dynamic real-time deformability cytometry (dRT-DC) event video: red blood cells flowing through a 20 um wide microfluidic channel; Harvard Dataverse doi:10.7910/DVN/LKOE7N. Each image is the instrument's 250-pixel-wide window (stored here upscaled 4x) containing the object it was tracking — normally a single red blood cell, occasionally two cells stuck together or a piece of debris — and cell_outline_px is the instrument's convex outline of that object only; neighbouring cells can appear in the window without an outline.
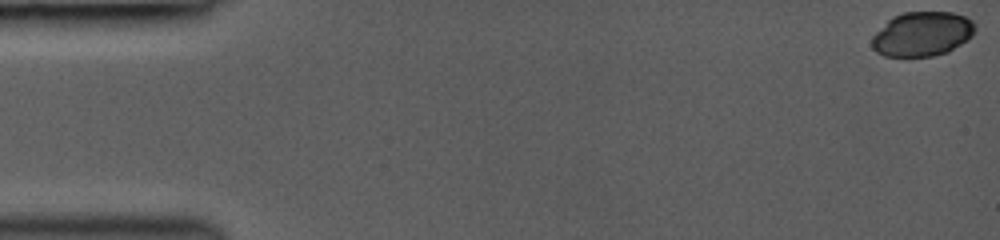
{"species": "common noctule bat (a hibernating species)", "species_latin": "Nyctalus noctula", "temperature_condition": "room temperature", "stored_images_in_passage": 8, "camera_frame_rate_fps": 3000, "um_per_image_px": 0.085, "animal": {"sex": "female", "body_mass_g": 19.0, "forearm_length_mm": 53.3}, "frame": {"image": 1, "passage_image": 1, "time_ms": 0.0, "image_size_px": [1000, 240], "cell_outline_px": [[976, 32], [968, 40], [948, 52], [932, 56], [884, 56], [876, 52], [872, 48], [872, 36], [892, 16], [904, 12], [952, 12], [964, 16], [972, 20], [976, 24]], "centroid_in_image_um": [78.41, 2.89], "position_along_channel_um": 6.6, "area_um2": 26.93}}
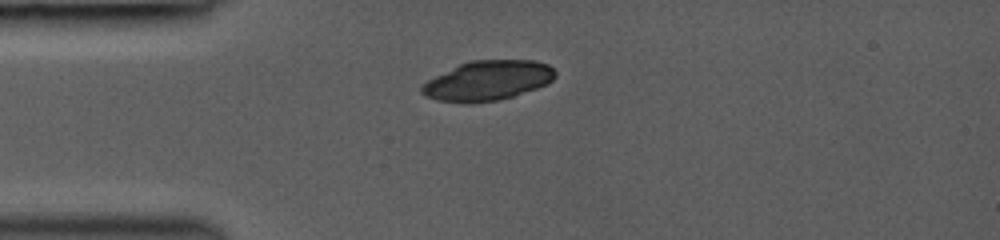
{"frame": {"image": 2, "passage_image": 6, "time_ms": 4.0, "image_size_px": [1000, 240], "cell_outline_px": [[556, 76], [548, 84], [500, 100], [472, 104], [468, 104], [436, 100], [420, 92], [420, 88], [428, 80], [460, 64], [472, 60], [532, 60], [548, 64], [556, 72]], "centroid_in_image_um": [41.47, 6.86], "position_along_channel_um": 43.5, "area_um2": 30.87}}
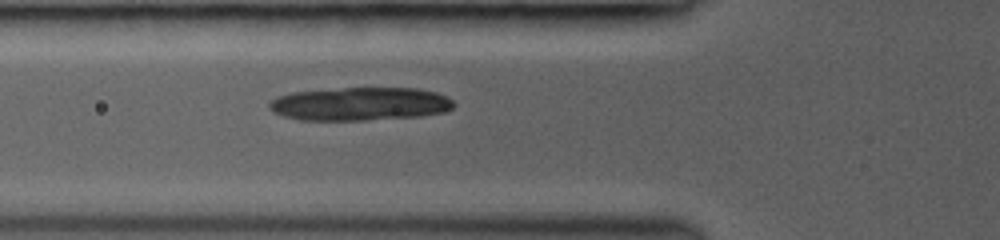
{"frame": {"image": 3, "passage_image": 8, "time_ms": 5.667, "image_size_px": [1000, 240], "cell_outline_px": [[456, 104], [452, 108], [444, 112], [420, 116], [364, 120], [300, 120], [284, 116], [272, 112], [268, 108], [268, 104], [276, 96], [292, 92], [340, 88], [416, 88], [436, 92], [448, 96]], "centroid_in_image_um": [30.59, 8.83], "position_along_channel_um": 95.2, "area_um2": 36.01}}